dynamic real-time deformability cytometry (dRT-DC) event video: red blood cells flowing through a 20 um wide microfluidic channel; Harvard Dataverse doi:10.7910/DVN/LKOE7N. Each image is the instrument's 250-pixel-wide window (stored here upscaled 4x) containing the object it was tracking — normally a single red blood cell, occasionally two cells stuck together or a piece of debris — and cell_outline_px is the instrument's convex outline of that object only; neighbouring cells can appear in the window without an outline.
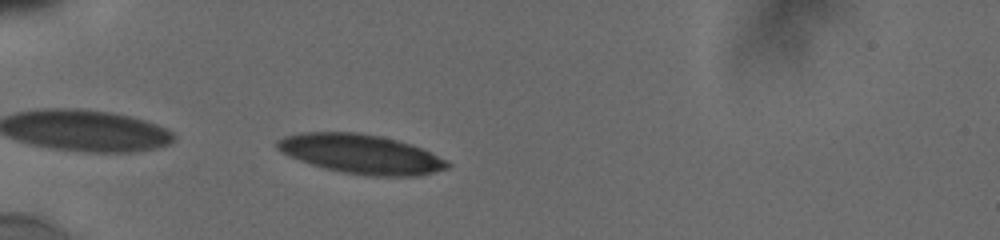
{"species": "human", "species_latin": "Homo sapiens", "temperature_condition": "cold", "stored_images_in_passage": 6, "camera_frame_rate_fps": 3000, "um_per_image_px": 0.085, "donor": {"sex": "male"}, "frame": {"image": 1, "passage_image": 6, "time_ms": 3.0, "image_size_px": [1000, 240], "cell_outline_px": [[452, 164], [448, 168], [416, 176], [368, 176], [344, 172], [312, 164], [300, 160], [280, 152], [276, 148], [276, 140], [284, 136], [300, 132], [356, 132], [380, 136], [396, 140], [420, 148]], "centroid_in_image_um": [30.62, 13.08], "position_along_channel_um": 54.4, "area_um2": 38.44}}